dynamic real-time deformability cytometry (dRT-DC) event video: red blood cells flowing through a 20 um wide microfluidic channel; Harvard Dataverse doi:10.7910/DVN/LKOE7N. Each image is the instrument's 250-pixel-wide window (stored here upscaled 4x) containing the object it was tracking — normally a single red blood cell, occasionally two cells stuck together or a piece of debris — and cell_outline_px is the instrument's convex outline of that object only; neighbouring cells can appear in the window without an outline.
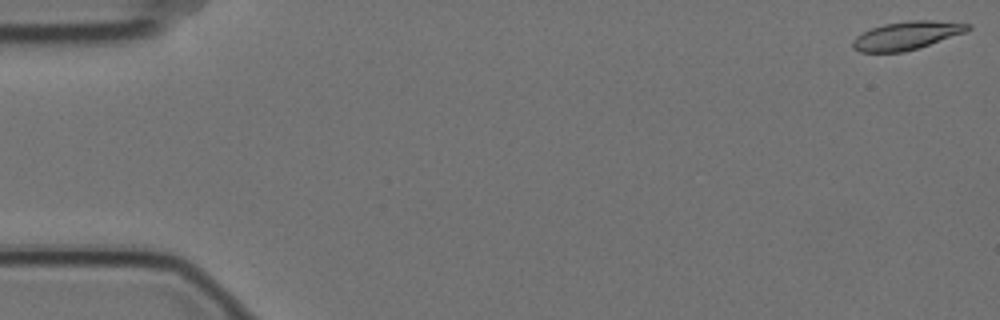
{"species": "Egyptian fruit bat (a non-hibernating species)", "species_latin": "Rousettus aegyptiacus", "temperature_condition": "cold", "stored_images_in_passage": 4, "camera_frame_rate_fps": 3000, "um_per_image_px": 0.085, "animal": {"sex": "female"}, "frame": {"image": 1, "passage_image": 1, "time_ms": 0.0, "image_size_px": [1000, 320], "cell_outline_px": [[972, 28], [964, 32], [904, 52], [860, 52], [852, 48], [852, 40], [856, 36], [872, 28], [884, 24], [908, 20], [932, 20], [972, 24]], "centroid_in_image_um": [77.03, 3.01], "position_along_channel_um": 8.0, "area_um2": 18.67}}
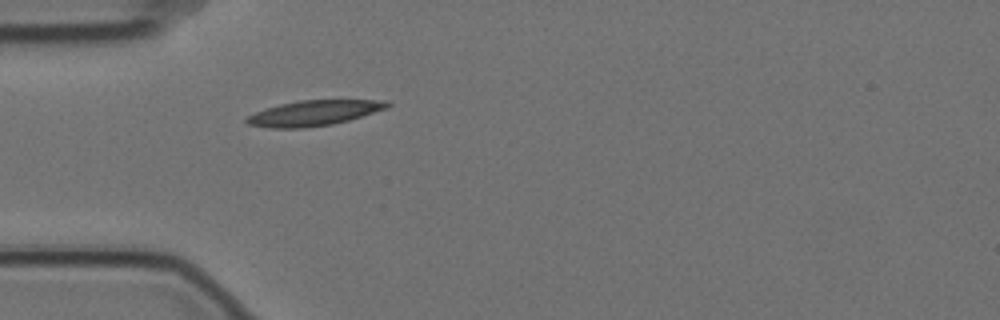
{"frame": {"image": 2, "passage_image": 4, "time_ms": 1.0, "image_size_px": [1000, 320], "cell_outline_px": [[392, 104], [388, 108], [348, 120], [332, 124], [304, 128], [268, 128], [248, 124], [244, 120], [248, 116], [264, 108], [280, 104], [300, 100], [384, 100]], "centroid_in_image_um": [26.67, 9.61], "position_along_channel_um": 58.3, "area_um2": 20.69}}